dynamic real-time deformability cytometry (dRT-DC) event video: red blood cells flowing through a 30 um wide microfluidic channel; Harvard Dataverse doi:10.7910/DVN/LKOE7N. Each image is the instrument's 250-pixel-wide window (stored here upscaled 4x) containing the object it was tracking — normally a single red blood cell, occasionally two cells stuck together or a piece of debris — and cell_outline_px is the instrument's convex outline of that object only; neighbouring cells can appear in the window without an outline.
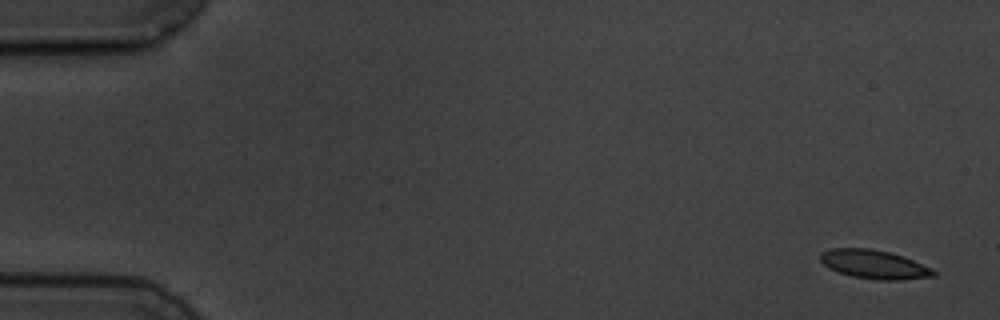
{"species": "common noctule bat (a hibernating species)", "species_latin": "Nyctalus noctula", "temperature_condition": "cold", "stored_images_in_passage": 11, "camera_frame_rate_fps": 3000, "um_per_image_px": 0.085, "animal": {"sex": "male", "body_mass_g": 19.5, "forearm_length_mm": 54.6}, "frame": {"image": 1, "passage_image": 1, "time_ms": 0.0, "image_size_px": [1000, 320], "cell_outline_px": [[940, 272], [936, 276], [900, 280], [876, 280], [852, 276], [828, 268], [820, 260], [820, 252], [832, 248], [868, 248], [888, 252], [912, 260], [932, 268]], "centroid_in_image_um": [74.32, 22.48], "position_along_channel_um": 10.7, "area_um2": 18.96}}
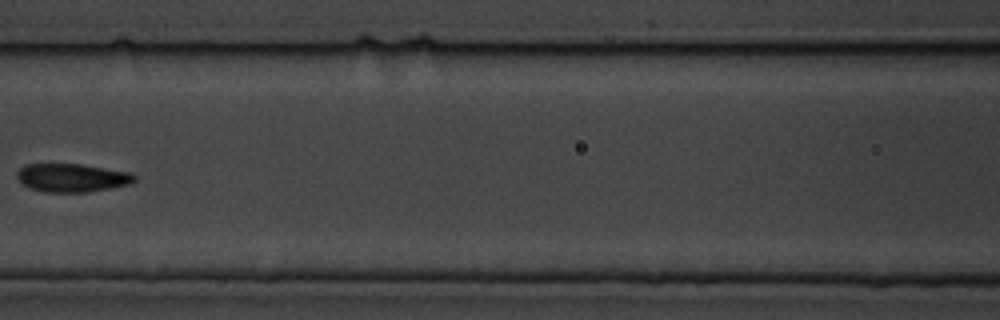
{"frame": {"image": 2, "passage_image": 7, "time_ms": 8.0, "image_size_px": [1000, 320], "cell_outline_px": [[136, 180], [132, 184], [88, 192], [44, 192], [32, 188], [24, 184], [16, 176], [16, 172], [24, 164], [80, 164], [132, 172], [136, 176]], "centroid_in_image_um": [6.16, 15.1], "position_along_channel_um": 160.4, "area_um2": 19.48}}
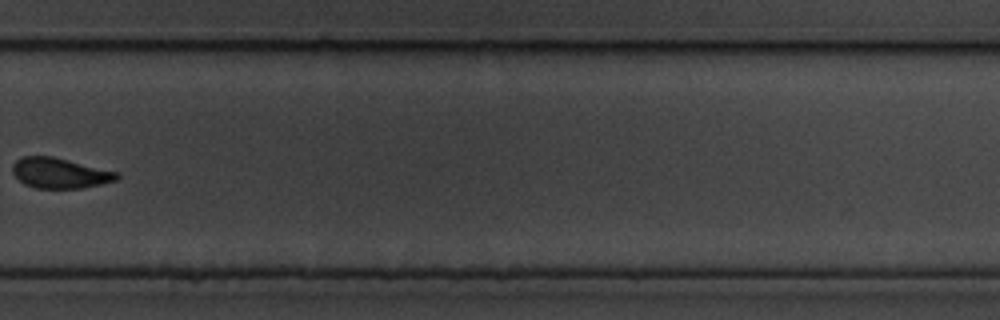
{"frame": {"image": 3, "passage_image": 11, "time_ms": 12.667, "image_size_px": [1000, 320], "cell_outline_px": [[120, 176], [116, 180], [100, 184], [80, 188], [36, 188], [24, 184], [12, 172], [12, 164], [16, 160], [24, 156], [52, 156], [120, 172]], "centroid_in_image_um": [5.09, 14.7], "position_along_channel_um": 324.7, "area_um2": 18.44}}